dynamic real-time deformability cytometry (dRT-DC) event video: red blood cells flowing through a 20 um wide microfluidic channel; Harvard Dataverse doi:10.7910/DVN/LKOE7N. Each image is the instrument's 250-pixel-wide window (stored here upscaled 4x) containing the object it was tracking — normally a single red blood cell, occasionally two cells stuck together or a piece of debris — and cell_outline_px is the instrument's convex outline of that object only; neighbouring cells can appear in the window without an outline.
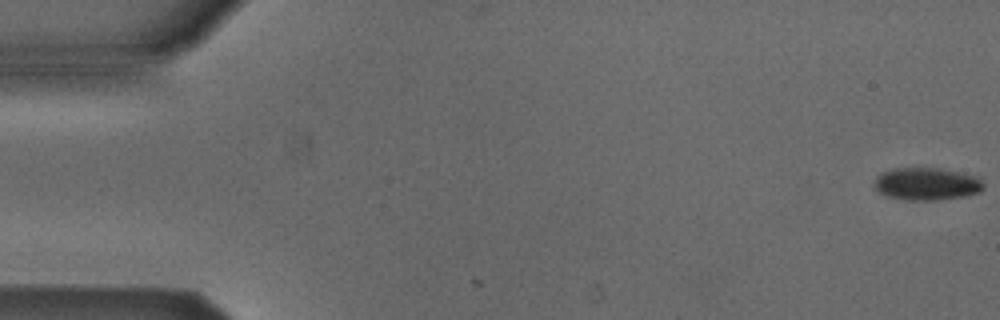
{"species": "Egyptian fruit bat (a non-hibernating species)", "species_latin": "Rousettus aegyptiacus", "temperature_condition": "cold", "stored_images_in_passage": 5, "camera_frame_rate_fps": 3000, "um_per_image_px": 0.085, "animal": {"sex": "male"}, "frame": {"image": 1, "passage_image": 1, "time_ms": 0.0, "image_size_px": [1000, 320], "cell_outline_px": [[984, 188], [980, 192], [968, 196], [940, 200], [904, 200], [888, 196], [872, 188], [872, 184], [876, 176], [880, 172], [896, 168], [936, 168], [980, 176], [984, 184]], "centroid_in_image_um": [78.77, 15.64], "position_along_channel_um": 6.2, "area_um2": 21.15}}
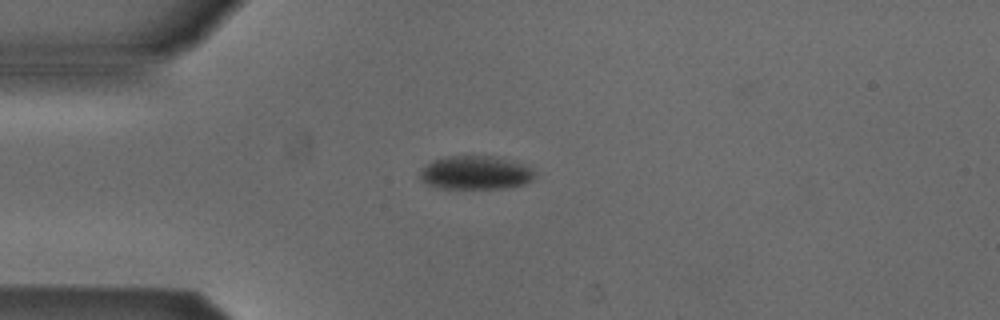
{"frame": {"image": 2, "passage_image": 4, "time_ms": 1.0, "image_size_px": [1000, 320], "cell_outline_px": [[536, 176], [532, 180], [524, 184], [504, 188], [436, 188], [420, 180], [420, 172], [432, 160], [448, 156], [492, 156], [520, 164], [536, 172]], "centroid_in_image_um": [40.39, 14.69], "position_along_channel_um": 44.6, "area_um2": 22.14}}